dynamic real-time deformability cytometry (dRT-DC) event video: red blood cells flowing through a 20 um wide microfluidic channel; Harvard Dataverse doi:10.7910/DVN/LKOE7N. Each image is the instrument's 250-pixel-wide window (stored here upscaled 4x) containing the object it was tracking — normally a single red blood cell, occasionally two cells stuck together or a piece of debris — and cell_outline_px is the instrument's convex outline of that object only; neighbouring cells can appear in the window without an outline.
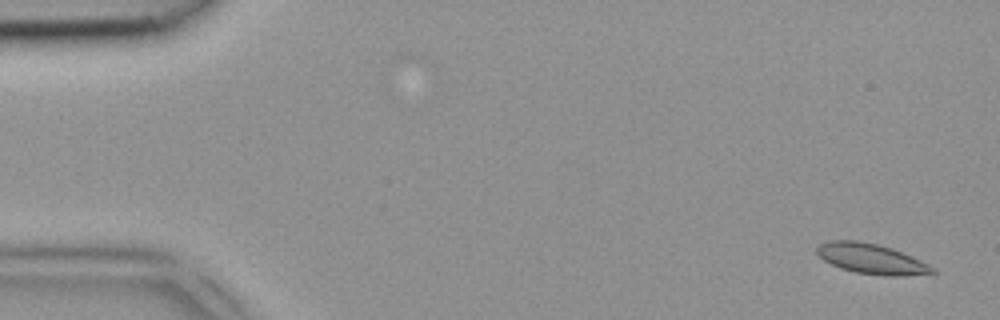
{"species": "common noctule bat (a hibernating species)", "species_latin": "Nyctalus noctula", "temperature_condition": "room temperature", "stored_images_in_passage": 5, "camera_frame_rate_fps": 3000, "um_per_image_px": 0.085, "animal": {"sex": "female", "body_mass_g": 18.4}, "frame": {"image": 1, "passage_image": 1, "time_ms": 0.0, "image_size_px": [1000, 320], "cell_outline_px": [[936, 272], [904, 276], [884, 276], [856, 272], [840, 268], [824, 260], [816, 252], [816, 248], [820, 244], [832, 240], [856, 240], [876, 244], [892, 248], [920, 260], [936, 268]], "centroid_in_image_um": [74.07, 22.0], "position_along_channel_um": 10.9, "area_um2": 20.17}}
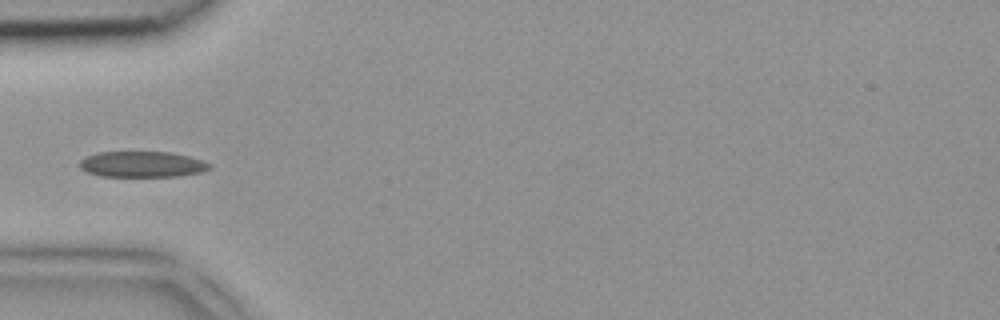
{"frame": {"image": 2, "passage_image": 4, "time_ms": 1.0, "image_size_px": [1000, 320], "cell_outline_px": [[212, 168], [200, 172], [176, 176], [100, 176], [88, 172], [80, 168], [80, 160], [96, 152], [172, 152], [188, 156], [212, 164]], "centroid_in_image_um": [12.08, 13.96], "position_along_channel_um": 72.9, "area_um2": 19.42}}